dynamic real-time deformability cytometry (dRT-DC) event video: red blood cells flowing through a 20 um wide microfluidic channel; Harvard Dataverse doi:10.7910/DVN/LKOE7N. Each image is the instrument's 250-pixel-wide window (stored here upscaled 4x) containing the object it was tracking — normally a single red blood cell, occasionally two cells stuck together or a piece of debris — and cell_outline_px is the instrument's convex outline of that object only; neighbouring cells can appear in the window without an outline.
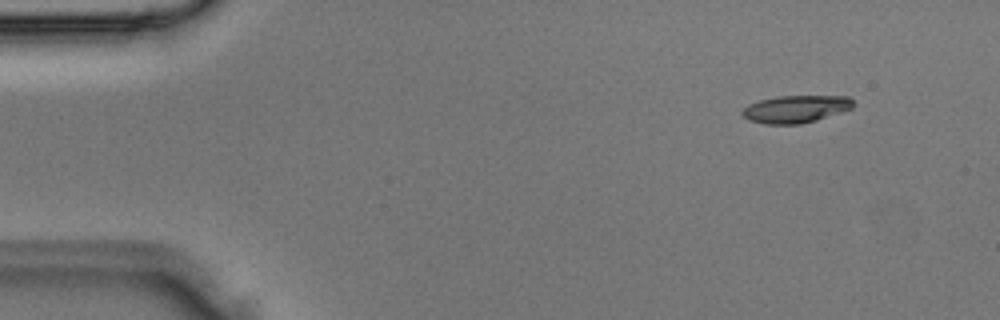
{"species": "Egyptian fruit bat (a non-hibernating species)", "species_latin": "Rousettus aegyptiacus", "temperature_condition": "room temperature", "stored_images_in_passage": 3, "camera_frame_rate_fps": 3000, "um_per_image_px": 0.085, "animal": {"sex": "male"}, "frame": {"image": 1, "passage_image": 1, "time_ms": 0.0, "image_size_px": [1000, 320], "cell_outline_px": [[852, 108], [816, 120], [800, 124], [764, 124], [748, 120], [740, 112], [748, 104], [760, 100], [780, 96], [848, 96], [852, 100]], "centroid_in_image_um": [67.59, 9.27], "position_along_channel_um": 17.4, "area_um2": 17.57}}